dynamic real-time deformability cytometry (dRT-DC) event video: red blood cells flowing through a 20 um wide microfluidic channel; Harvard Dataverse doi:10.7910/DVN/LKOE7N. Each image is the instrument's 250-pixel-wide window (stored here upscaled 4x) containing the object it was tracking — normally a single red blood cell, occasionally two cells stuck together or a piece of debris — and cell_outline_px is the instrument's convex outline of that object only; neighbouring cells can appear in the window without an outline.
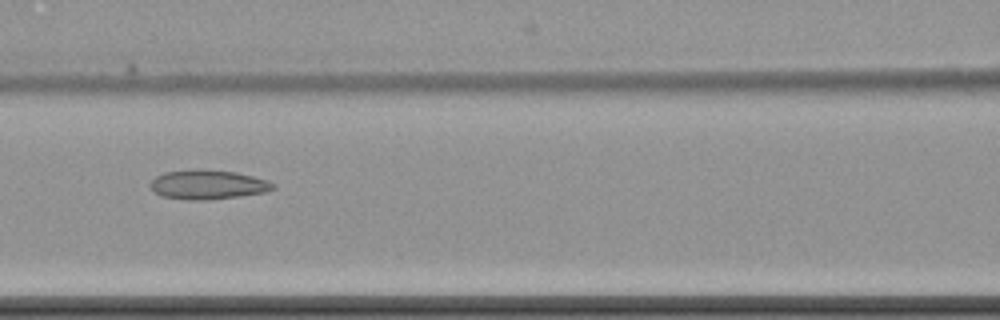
{"species": "common noctule bat (a hibernating species)", "species_latin": "Nyctalus noctula", "temperature_condition": "cold", "stored_images_in_passage": 15, "camera_frame_rate_fps": 3000, "um_per_image_px": 0.085, "animal": {"sex": "female", "body_mass_g": 22.7, "forearm_length_mm": 54.2}, "frame": {"image": 1, "passage_image": 7, "time_ms": 8.333, "image_size_px": [1000, 320], "cell_outline_px": [[276, 188], [268, 192], [240, 196], [208, 200], [192, 200], [160, 196], [148, 184], [156, 176], [164, 172], [196, 168], [236, 172], [268, 180], [276, 184]], "centroid_in_image_um": [17.69, 15.68], "position_along_channel_um": 148.9, "area_um2": 21.27}}
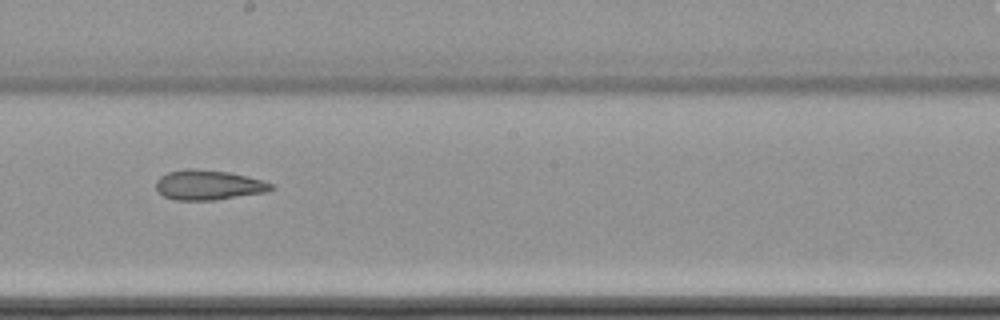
{"frame": {"image": 2, "passage_image": 9, "time_ms": 10.667, "image_size_px": [1000, 320], "cell_outline_px": [[276, 188], [268, 192], [216, 200], [176, 200], [164, 196], [156, 188], [156, 180], [160, 176], [168, 172], [184, 168], [192, 168], [228, 172], [260, 180], [272, 184]], "centroid_in_image_um": [17.71, 15.73], "position_along_channel_um": 230.5, "area_um2": 20.06}}
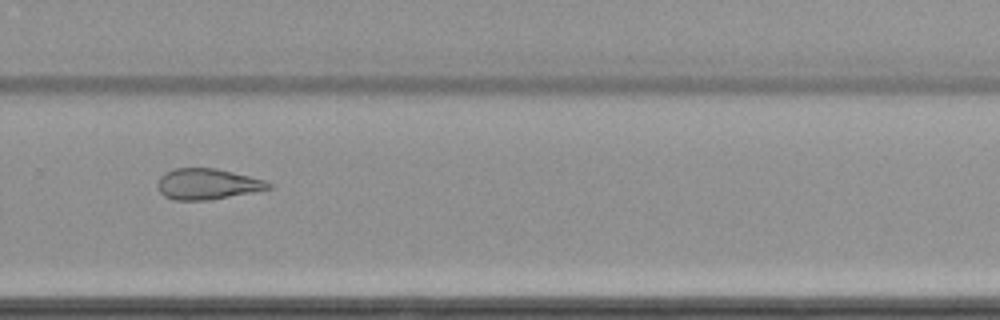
{"frame": {"image": 3, "passage_image": 11, "time_ms": 13.0, "image_size_px": [1000, 320], "cell_outline_px": [[272, 188], [252, 192], [208, 200], [172, 200], [164, 196], [160, 192], [156, 184], [160, 176], [164, 172], [176, 168], [216, 168], [264, 180], [272, 184]], "centroid_in_image_um": [17.57, 15.64], "position_along_channel_um": 312.2, "area_um2": 19.88}, "authors_computed_cell_mechanics": {"area_um2": 24.1026, "velocity_mm_per_s": 3.5213, "shape_relaxation_time_tau1_ms": null, "shape_relaxation_time_tau2_ms": 10.9937, "deformation_change_tau1": null, "deformation_change_tau2": 0.1623}}